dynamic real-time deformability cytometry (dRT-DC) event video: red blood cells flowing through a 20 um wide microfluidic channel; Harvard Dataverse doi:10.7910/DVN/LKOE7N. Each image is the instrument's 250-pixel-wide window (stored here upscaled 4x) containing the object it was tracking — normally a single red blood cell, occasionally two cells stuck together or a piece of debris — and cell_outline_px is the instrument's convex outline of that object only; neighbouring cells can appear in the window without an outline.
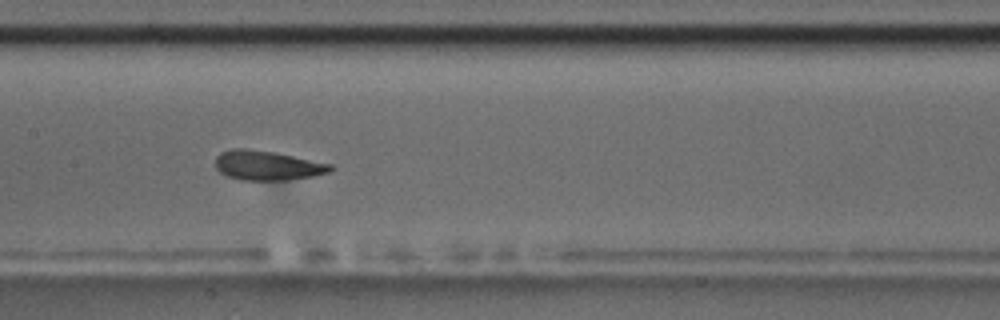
{"species": "common noctule bat (a hibernating species)", "species_latin": "Nyctalus noctula", "temperature_condition": "room temperature", "stored_images_in_passage": 9, "camera_frame_rate_fps": 3000, "um_per_image_px": 0.085, "animal": {"sex": "male", "body_mass_g": 17.5, "forearm_length_mm": 52.3}, "frame": {"image": 1, "passage_image": 8, "time_ms": 8.0, "image_size_px": [1000, 320], "cell_outline_px": [[336, 168], [328, 172], [312, 176], [284, 180], [240, 180], [228, 176], [220, 172], [216, 168], [216, 156], [220, 152], [232, 148], [244, 148], [276, 152], [332, 164]], "centroid_in_image_um": [22.72, 14.05], "position_along_channel_um": 184.7, "area_um2": 19.88}}